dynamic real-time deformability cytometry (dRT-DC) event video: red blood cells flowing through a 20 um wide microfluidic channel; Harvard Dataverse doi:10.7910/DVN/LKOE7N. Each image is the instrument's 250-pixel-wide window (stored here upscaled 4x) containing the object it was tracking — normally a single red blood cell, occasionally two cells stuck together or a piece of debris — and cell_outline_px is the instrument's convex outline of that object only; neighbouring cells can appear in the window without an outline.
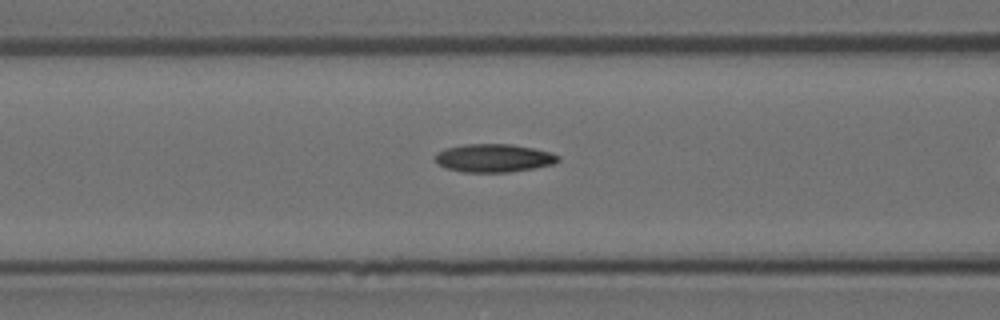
{"species": "Egyptian fruit bat (a non-hibernating species)", "species_latin": "Rousettus aegyptiacus", "temperature_condition": "room temperature", "stored_images_in_passage": 8, "camera_frame_rate_fps": 3000, "um_per_image_px": 0.085, "animal": {"sex": "female"}, "frame": {"image": 1, "passage_image": 6, "time_ms": 1.667, "image_size_px": [1000, 320], "cell_outline_px": [[556, 160], [544, 164], [524, 168], [488, 172], [456, 168], [444, 164], [436, 160], [436, 156], [452, 148], [492, 144], [496, 144], [524, 148], [544, 152], [556, 156]], "centroid_in_image_um": [41.95, 13.42], "position_along_channel_um": 124.6, "area_um2": 16.82}}